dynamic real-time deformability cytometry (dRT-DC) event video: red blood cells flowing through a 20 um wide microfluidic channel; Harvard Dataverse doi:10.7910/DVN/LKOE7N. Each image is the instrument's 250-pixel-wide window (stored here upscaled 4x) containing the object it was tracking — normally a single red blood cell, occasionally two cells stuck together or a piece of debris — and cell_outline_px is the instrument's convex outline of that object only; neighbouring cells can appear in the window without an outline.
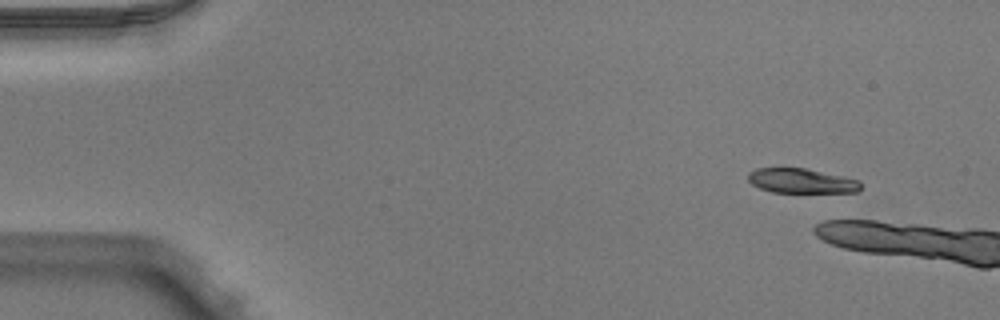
{"species": "Egyptian fruit bat (a non-hibernating species)", "species_latin": "Rousettus aegyptiacus", "temperature_condition": "warm", "stored_images_in_passage": 5, "camera_frame_rate_fps": 3000, "um_per_image_px": 0.085, "animal": {"sex": "male"}, "frame": {"image": 1, "passage_image": 1, "time_ms": 0.0, "image_size_px": [1000, 320], "cell_outline_px": [[860, 192], [772, 192], [760, 188], [752, 184], [748, 180], [748, 172], [756, 168], [804, 168], [860, 180]], "centroid_in_image_um": [68.1, 15.37], "position_along_channel_um": 16.9, "area_um2": 16.07}}